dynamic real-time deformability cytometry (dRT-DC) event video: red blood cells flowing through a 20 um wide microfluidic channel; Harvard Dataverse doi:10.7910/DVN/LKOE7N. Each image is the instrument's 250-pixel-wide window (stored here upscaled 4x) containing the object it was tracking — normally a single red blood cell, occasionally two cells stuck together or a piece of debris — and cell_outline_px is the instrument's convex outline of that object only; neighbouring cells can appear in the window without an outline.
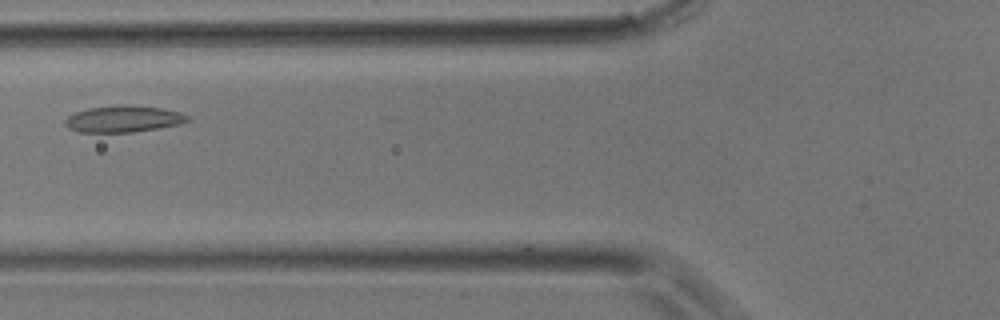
{"species": "common noctule bat (a hibernating species)", "species_latin": "Nyctalus noctula", "temperature_condition": "room temperature", "stored_images_in_passage": 13, "camera_frame_rate_fps": 3000, "um_per_image_px": 0.085, "animal": {"sex": "male", "body_mass_g": 17.9}, "frame": {"image": 1, "passage_image": 9, "time_ms": 2.667, "image_size_px": [1000, 320], "cell_outline_px": [[192, 120], [180, 124], [160, 128], [132, 132], [80, 132], [68, 128], [64, 124], [64, 120], [68, 116], [76, 112], [88, 108], [120, 104], [128, 104], [160, 108], [180, 112], [188, 116]], "centroid_in_image_um": [10.5, 10.1], "position_along_channel_um": 115.3, "area_um2": 19.13}}
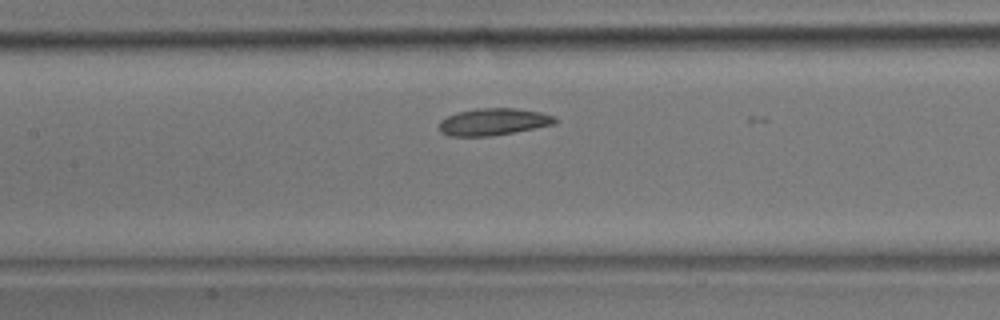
{"frame": {"image": 2, "passage_image": 12, "time_ms": 3.667, "image_size_px": [1000, 320], "cell_outline_px": [[556, 124], [492, 136], [448, 136], [440, 132], [440, 120], [456, 112], [476, 108], [516, 108], [540, 112], [552, 116], [556, 120]], "centroid_in_image_um": [41.91, 10.35], "position_along_channel_um": 165.5, "area_um2": 18.21}}